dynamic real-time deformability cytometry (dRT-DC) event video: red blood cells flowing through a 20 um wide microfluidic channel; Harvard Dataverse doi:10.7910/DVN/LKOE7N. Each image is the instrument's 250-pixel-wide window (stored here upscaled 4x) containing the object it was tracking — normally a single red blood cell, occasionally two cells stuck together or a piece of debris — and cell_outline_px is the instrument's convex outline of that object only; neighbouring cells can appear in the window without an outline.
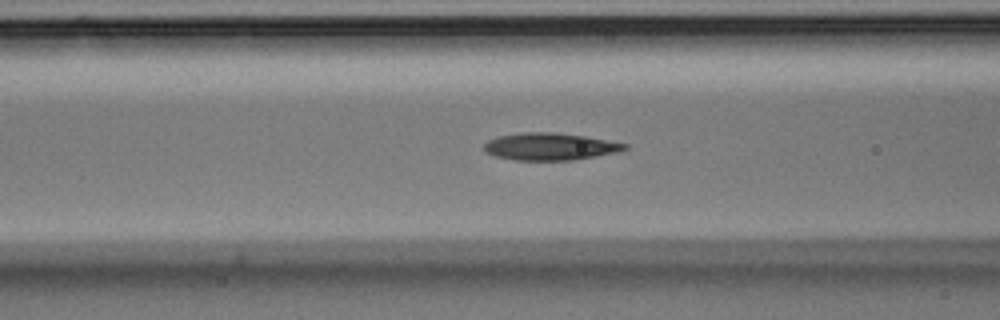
{"species": "Egyptian fruit bat (a non-hibernating species)", "species_latin": "Rousettus aegyptiacus", "temperature_condition": "room temperature", "stored_images_in_passage": 26, "camera_frame_rate_fps": 3000, "um_per_image_px": 0.085, "animal": {"sex": "male"}, "frame": {"image": 1, "passage_image": 5, "time_ms": 1.333, "image_size_px": [1000, 320], "cell_outline_px": [[628, 148], [620, 152], [572, 160], [516, 160], [496, 156], [484, 152], [484, 144], [488, 140], [500, 136], [520, 132], [552, 132], [584, 136], [628, 144]], "centroid_in_image_um": [46.75, 12.46], "position_along_channel_um": 119.8, "area_um2": 22.25}}
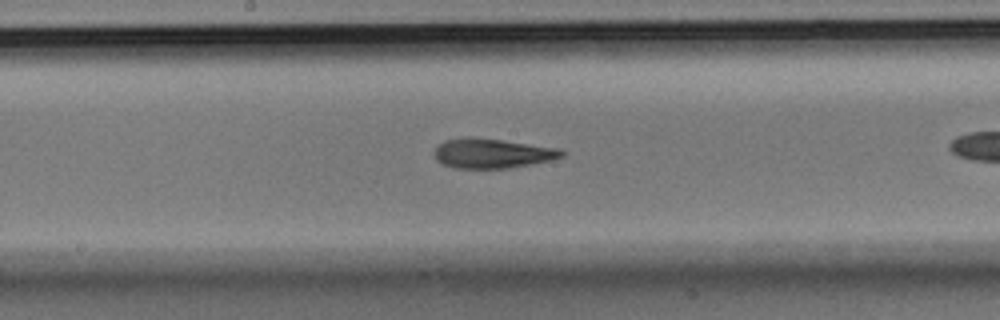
{"frame": {"image": 2, "passage_image": 12, "time_ms": 3.667, "image_size_px": [1000, 320], "cell_outline_px": [[564, 156], [552, 160], [512, 168], [452, 168], [436, 160], [436, 144], [444, 140], [468, 136], [472, 136], [560, 148], [564, 152]], "centroid_in_image_um": [41.84, 13.03], "position_along_channel_um": 206.4, "area_um2": 22.2}}
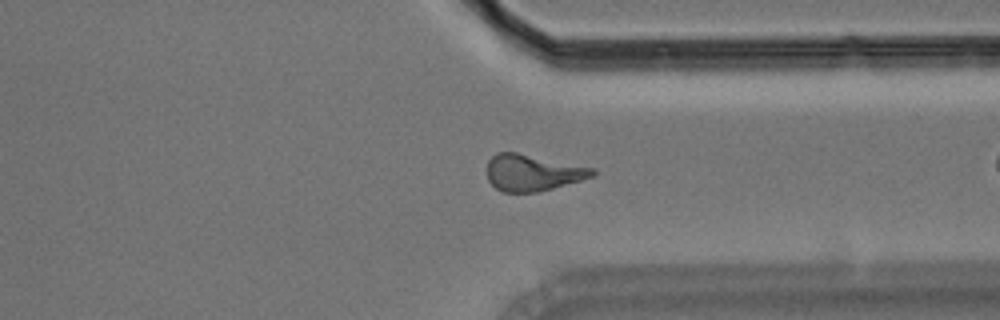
{"frame": {"image": 3, "passage_image": 25, "time_ms": 8.0, "image_size_px": [1000, 320], "cell_outline_px": [[596, 176], [540, 192], [504, 192], [496, 188], [488, 180], [488, 160], [496, 152], [516, 152], [596, 168]], "centroid_in_image_um": [45.31, 14.68], "position_along_channel_um": 366.1, "area_um2": 22.54}}